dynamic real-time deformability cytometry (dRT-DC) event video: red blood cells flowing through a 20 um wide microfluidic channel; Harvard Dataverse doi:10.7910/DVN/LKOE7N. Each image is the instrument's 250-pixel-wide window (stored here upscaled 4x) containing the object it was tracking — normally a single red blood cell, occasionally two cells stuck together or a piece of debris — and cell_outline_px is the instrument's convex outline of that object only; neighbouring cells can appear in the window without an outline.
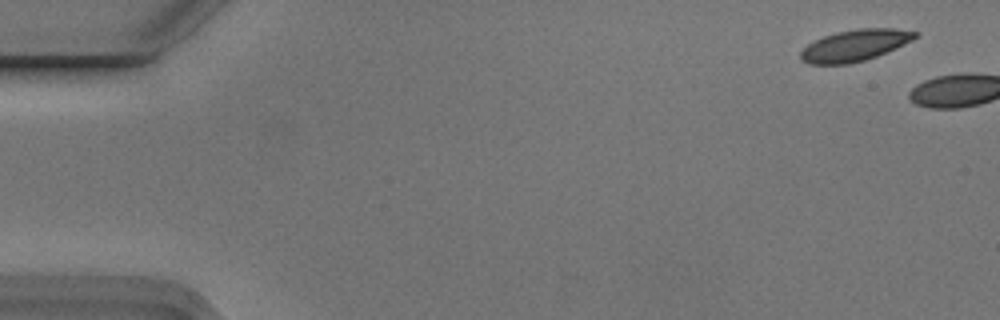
{"species": "Egyptian fruit bat (a non-hibernating species)", "species_latin": "Rousettus aegyptiacus", "temperature_condition": "cold", "stored_images_in_passage": 2, "camera_frame_rate_fps": 3000, "um_per_image_px": 0.085, "animal": {"sex": "male"}, "frame": {"image": 1, "passage_image": 2, "time_ms": 0.333, "image_size_px": [1000, 320], "cell_outline_px": [[916, 36], [912, 40], [896, 48], [876, 56], [864, 60], [848, 64], [808, 64], [800, 60], [800, 52], [808, 44], [824, 36], [836, 32], [856, 28], [892, 28], [916, 32]], "centroid_in_image_um": [72.62, 3.86], "position_along_channel_um": 12.4, "area_um2": 20.81}}